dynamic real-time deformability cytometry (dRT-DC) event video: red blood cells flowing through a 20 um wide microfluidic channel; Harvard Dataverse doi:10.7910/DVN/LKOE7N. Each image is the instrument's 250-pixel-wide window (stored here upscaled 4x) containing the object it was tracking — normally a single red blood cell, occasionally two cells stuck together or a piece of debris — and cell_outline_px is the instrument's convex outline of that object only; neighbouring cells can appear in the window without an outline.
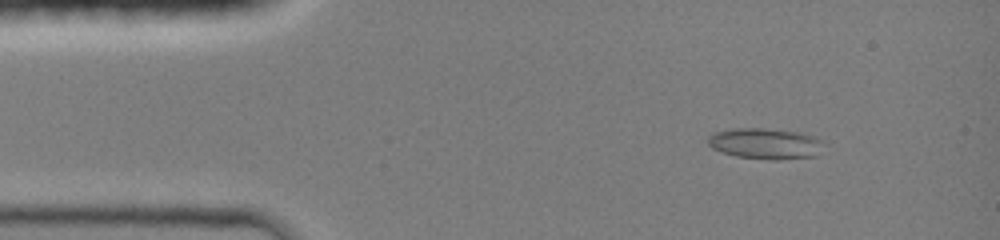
{"species": "common noctule bat (a hibernating species)", "species_latin": "Nyctalus noctula", "temperature_condition": "room temperature", "stored_images_in_passage": 26, "camera_frame_rate_fps": 3000, "um_per_image_px": 0.085, "animal": {"sex": "female", "body_mass_g": 19.0, "forearm_length_mm": 51.5}, "frame": {"image": 1, "passage_image": 3, "time_ms": 1.0, "image_size_px": [1000, 240], "cell_outline_px": [[828, 144], [816, 156], [780, 160], [772, 160], [736, 156], [720, 152], [712, 148], [708, 144], [708, 136], [712, 132], [732, 128], [764, 128], [800, 132], [816, 136]], "centroid_in_image_um": [65.1, 12.2], "position_along_channel_um": 19.9, "area_um2": 21.44}}
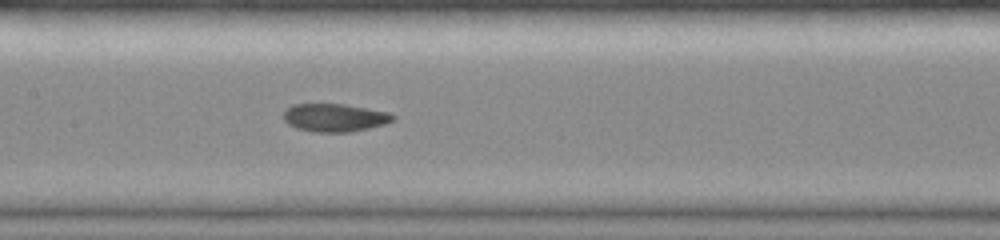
{"frame": {"image": 2, "passage_image": 13, "time_ms": 6.333, "image_size_px": [1000, 240], "cell_outline_px": [[396, 120], [384, 124], [368, 128], [348, 132], [316, 132], [296, 128], [288, 124], [284, 120], [284, 112], [292, 104], [344, 104], [388, 112], [396, 116]], "centroid_in_image_um": [28.46, 10.0], "position_along_channel_um": 178.9, "area_um2": 17.8}}
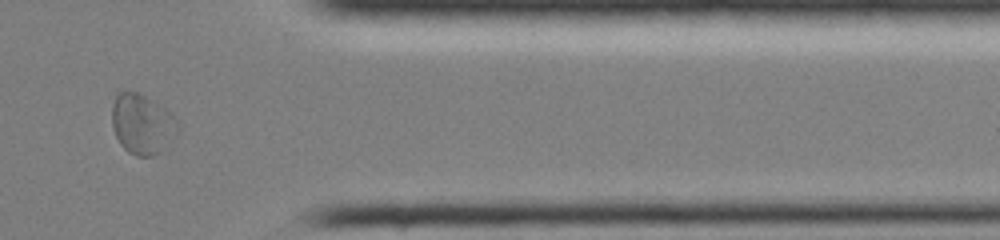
{"frame": {"image": 3, "passage_image": 23, "time_ms": 11.667, "image_size_px": [1000, 240], "cell_outline_px": [[180, 132], [160, 152], [152, 156], [136, 156], [128, 152], [120, 144], [112, 128], [112, 104], [116, 96], [120, 92], [136, 92], [160, 104], [176, 120], [180, 128]], "centroid_in_image_um": [12.09, 10.57], "position_along_channel_um": 399.3, "area_um2": 23.0}, "authors_computed_cell_mechanics": {"area_um2": 18.5249, "velocity_mm_per_s": 4.2513, "shape_relaxation_time_tau1_ms": 7.5077, "shape_relaxation_time_tau2_ms": 1.6034, "deformation_change_tau1": 0.2045, "deformation_change_tau2": 0.0573}}